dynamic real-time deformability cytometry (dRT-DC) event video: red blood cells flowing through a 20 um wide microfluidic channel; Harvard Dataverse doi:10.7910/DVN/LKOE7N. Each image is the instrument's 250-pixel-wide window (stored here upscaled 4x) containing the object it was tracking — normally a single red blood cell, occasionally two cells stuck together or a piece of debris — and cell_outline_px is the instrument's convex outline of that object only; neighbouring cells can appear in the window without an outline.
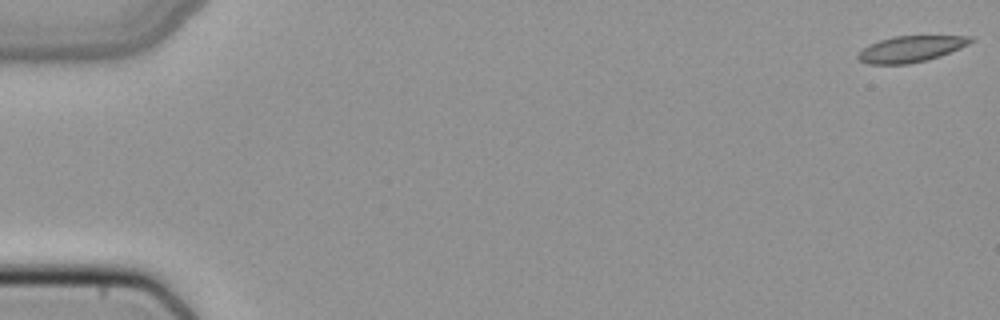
{"species": "common noctule bat (a hibernating species)", "species_latin": "Nyctalus noctula", "temperature_condition": "cold", "stored_images_in_passage": 46, "camera_frame_rate_fps": 3000, "um_per_image_px": 0.085, "animal": {"sex": "female", "body_mass_g": 22.7, "forearm_length_mm": 54.2}, "frame": {"image": 1, "passage_image": 1, "time_ms": 0.0, "image_size_px": [1000, 320], "cell_outline_px": [[976, 40], [960, 48], [940, 56], [928, 60], [908, 64], [868, 64], [860, 60], [856, 56], [868, 44], [892, 36], [972, 36]], "centroid_in_image_um": [77.43, 4.16], "position_along_channel_um": 7.6, "area_um2": 17.17}}
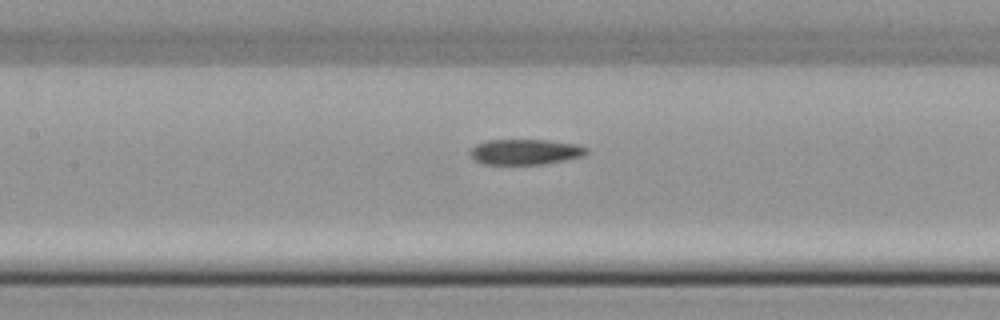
{"frame": {"image": 2, "passage_image": 24, "time_ms": 7.667, "image_size_px": [1000, 320], "cell_outline_px": [[588, 152], [584, 156], [544, 164], [480, 164], [472, 160], [468, 152], [476, 144], [488, 140], [548, 140], [576, 144], [588, 148]], "centroid_in_image_um": [44.61, 12.91], "position_along_channel_um": 162.8, "area_um2": 17.46}}
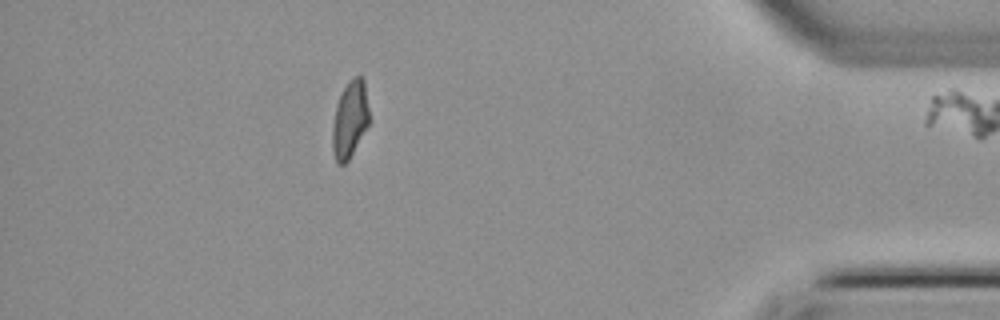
{"frame": {"image": 3, "passage_image": 45, "time_ms": 14.667, "image_size_px": [1000, 320], "cell_outline_px": [[372, 120], [348, 160], [344, 164], [336, 164], [332, 148], [332, 128], [336, 104], [344, 88], [356, 76], [360, 76], [364, 80]], "centroid_in_image_um": [29.77, 10.18], "position_along_channel_um": 405.4, "area_um2": 16.7}}